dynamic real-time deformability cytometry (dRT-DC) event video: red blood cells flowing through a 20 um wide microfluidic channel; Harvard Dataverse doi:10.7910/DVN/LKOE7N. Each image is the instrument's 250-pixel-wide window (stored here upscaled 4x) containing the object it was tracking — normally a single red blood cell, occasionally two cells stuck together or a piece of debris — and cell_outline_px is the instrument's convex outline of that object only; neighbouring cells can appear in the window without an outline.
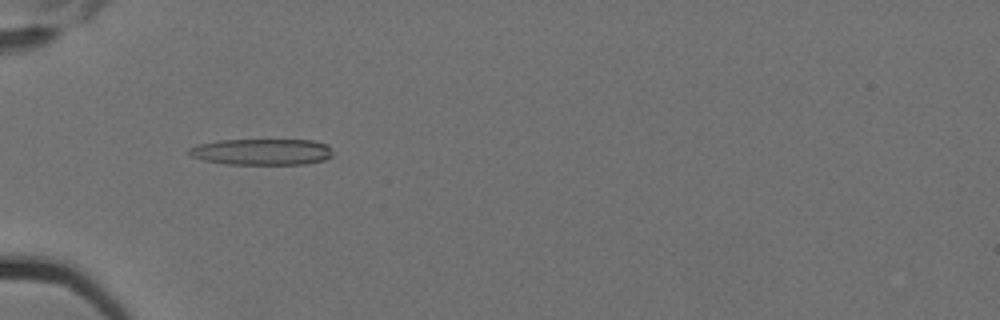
{"species": "Egyptian fruit bat (a non-hibernating species)", "species_latin": "Rousettus aegyptiacus", "temperature_condition": "cold", "stored_images_in_passage": 4, "camera_frame_rate_fps": 3000, "um_per_image_px": 0.085, "animal": {"sex": "female"}, "frame": {"image": 1, "passage_image": 3, "time_ms": 0.667, "image_size_px": [1000, 320], "cell_outline_px": [[332, 156], [324, 160], [308, 164], [224, 164], [204, 160], [192, 156], [188, 152], [188, 148], [196, 144], [220, 140], [312, 140], [328, 144], [332, 148]], "centroid_in_image_um": [22.28, 12.9], "position_along_channel_um": 62.7, "area_um2": 22.2}}